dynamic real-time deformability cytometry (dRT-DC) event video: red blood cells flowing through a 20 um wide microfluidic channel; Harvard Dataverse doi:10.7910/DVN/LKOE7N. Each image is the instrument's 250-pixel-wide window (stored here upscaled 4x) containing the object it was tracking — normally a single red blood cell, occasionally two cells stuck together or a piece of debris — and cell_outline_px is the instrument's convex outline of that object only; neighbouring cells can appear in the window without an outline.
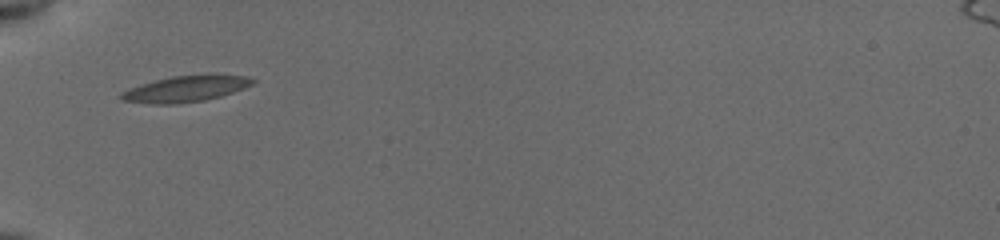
{"species": "common noctule bat (a hibernating species)", "species_latin": "Nyctalus noctula", "temperature_condition": "cold", "stored_images_in_passage": 35, "camera_frame_rate_fps": 3000, "um_per_image_px": 0.085, "animal": {"sex": "female", "body_mass_g": 19.5, "forearm_length_mm": 54.1}, "frame": {"image": 1, "passage_image": 1, "time_ms": 0.0, "image_size_px": [1000, 240], "cell_outline_px": [[256, 80], [252, 84], [244, 88], [220, 96], [204, 100], [176, 104], [148, 104], [120, 100], [116, 96], [120, 92], [128, 88], [156, 80], [172, 76], [208, 72], [216, 72], [248, 76]], "centroid_in_image_um": [15.79, 7.51], "position_along_channel_um": 69.2, "area_um2": 20.81}}
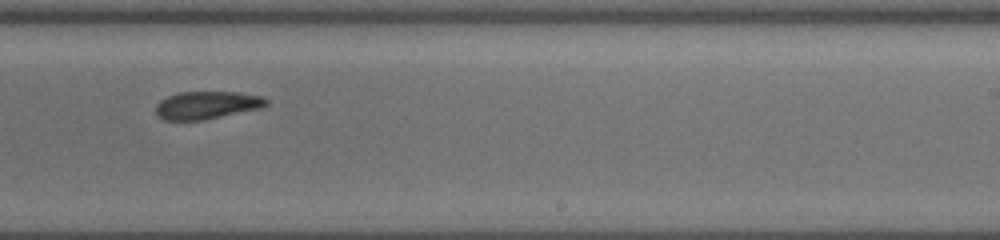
{"frame": {"image": 2, "passage_image": 17, "time_ms": 5.333, "image_size_px": [1000, 240], "cell_outline_px": [[268, 104], [260, 108], [204, 120], [164, 120], [156, 112], [156, 104], [160, 100], [176, 92], [236, 92], [260, 96], [268, 100]], "centroid_in_image_um": [17.56, 8.93], "position_along_channel_um": 271.4, "area_um2": 17.74}}
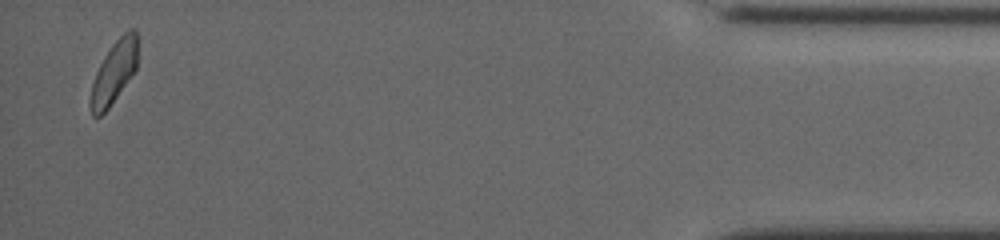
{"frame": {"image": 3, "passage_image": 34, "time_ms": 11.0, "image_size_px": [1000, 240], "cell_outline_px": [[140, 40], [136, 68], [108, 108], [100, 116], [92, 116], [88, 104], [92, 84], [96, 72], [104, 56], [112, 44], [128, 28], [136, 28]], "centroid_in_image_um": [9.71, 6.07], "position_along_channel_um": 425.5, "area_um2": 17.4}, "authors_computed_cell_mechanics": {"area_um2": 18.3804, "velocity_mm_per_s": 3.8881, "shape_relaxation_time_tau1_ms": 5.8269, "shape_relaxation_time_tau2_ms": 3.7606, "deformation_change_tau1": 0.1327, "deformation_change_tau2": 0.1013}}